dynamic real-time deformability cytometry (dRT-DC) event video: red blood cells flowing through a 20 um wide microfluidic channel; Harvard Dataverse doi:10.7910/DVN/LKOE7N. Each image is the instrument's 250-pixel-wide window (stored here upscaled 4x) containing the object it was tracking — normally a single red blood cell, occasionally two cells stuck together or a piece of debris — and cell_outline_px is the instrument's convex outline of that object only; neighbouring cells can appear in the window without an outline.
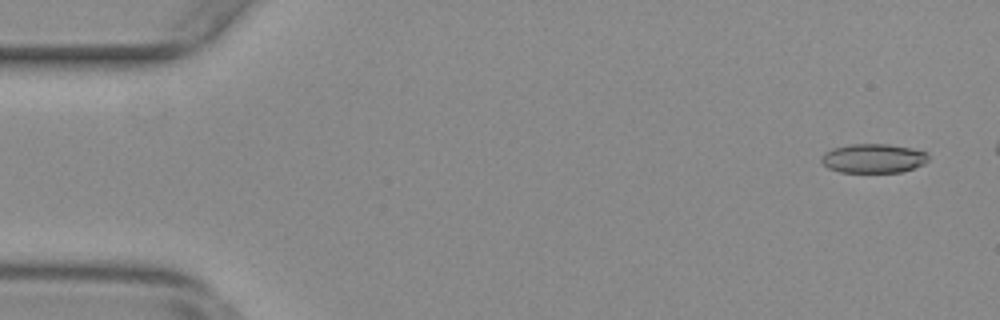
{"species": "common noctule bat (a hibernating species)", "species_latin": "Nyctalus noctula", "temperature_condition": "warm", "stored_images_in_passage": 49, "camera_frame_rate_fps": 3000, "um_per_image_px": 0.085, "animal": {"sex": "female", "body_mass_g": 29.2, "forearm_length_mm": 56.3}, "frame": {"image": 1, "passage_image": 3, "time_ms": 0.667, "image_size_px": [1000, 320], "cell_outline_px": [[928, 160], [924, 164], [900, 172], [840, 172], [828, 168], [820, 160], [820, 156], [824, 152], [832, 148], [848, 144], [888, 144], [912, 148], [928, 152]], "centroid_in_image_um": [74.21, 13.45], "position_along_channel_um": 10.8, "area_um2": 18.32}}
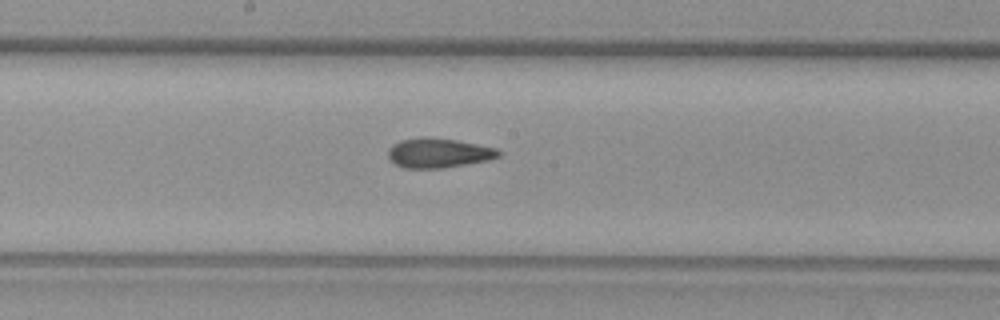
{"frame": {"image": 2, "passage_image": 29, "time_ms": 9.333, "image_size_px": [1000, 320], "cell_outline_px": [[504, 152], [500, 156], [488, 160], [444, 168], [404, 168], [392, 164], [388, 156], [388, 148], [392, 144], [400, 140], [424, 136], [428, 136], [456, 140], [496, 148]], "centroid_in_image_um": [37.24, 13.0], "position_along_channel_um": 211.0, "area_um2": 19.36}}
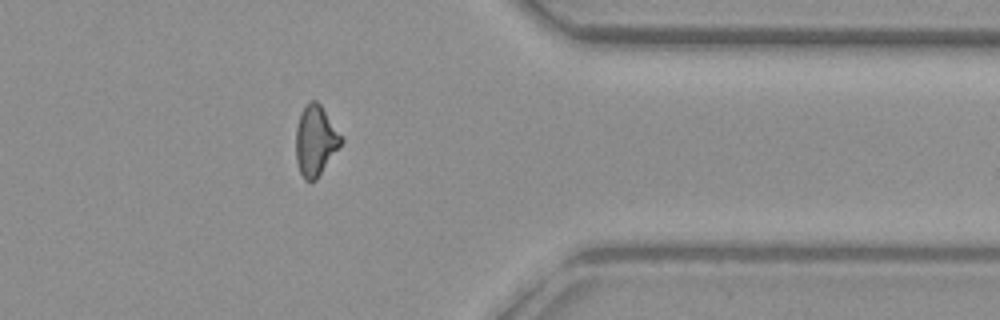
{"frame": {"image": 3, "passage_image": 44, "time_ms": 14.333, "image_size_px": [1000, 320], "cell_outline_px": [[344, 140], [316, 180], [312, 184], [304, 180], [300, 172], [296, 160], [296, 128], [300, 112], [308, 100], [316, 100], [320, 104], [344, 136]], "centroid_in_image_um": [26.82, 11.95], "position_along_channel_um": 384.6, "area_um2": 18.9}, "authors_computed_cell_mechanics": {"area_um2": 18.9006, "velocity_mm_per_s": 3.7937, "shape_relaxation_time_tau1_ms": null, "shape_relaxation_time_tau2_ms": 2.8015, "deformation_change_tau1": null, "deformation_change_tau2": 0.1185}}